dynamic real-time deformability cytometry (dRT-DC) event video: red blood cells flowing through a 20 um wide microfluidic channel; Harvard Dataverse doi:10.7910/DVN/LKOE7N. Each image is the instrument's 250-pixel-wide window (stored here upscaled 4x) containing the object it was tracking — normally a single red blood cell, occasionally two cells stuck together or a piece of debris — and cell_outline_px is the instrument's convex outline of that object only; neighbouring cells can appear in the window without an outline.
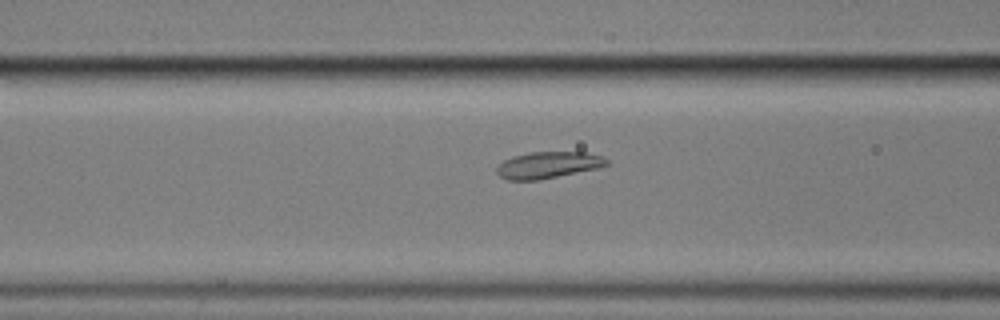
{"species": "common noctule bat (a hibernating species)", "species_latin": "Nyctalus noctula", "temperature_condition": "cold", "stored_images_in_passage": 40, "camera_frame_rate_fps": 3000, "um_per_image_px": 0.085, "animal": {"sex": "male", "body_mass_g": 17.9}, "frame": {"image": 1, "passage_image": 12, "time_ms": 3.667, "image_size_px": [1000, 320], "cell_outline_px": [[608, 164], [600, 168], [540, 180], [508, 180], [500, 176], [496, 172], [496, 168], [504, 160], [512, 156], [532, 152], [588, 152], [604, 156], [608, 160]], "centroid_in_image_um": [46.63, 14.02], "position_along_channel_um": 120.0, "area_um2": 17.22}}
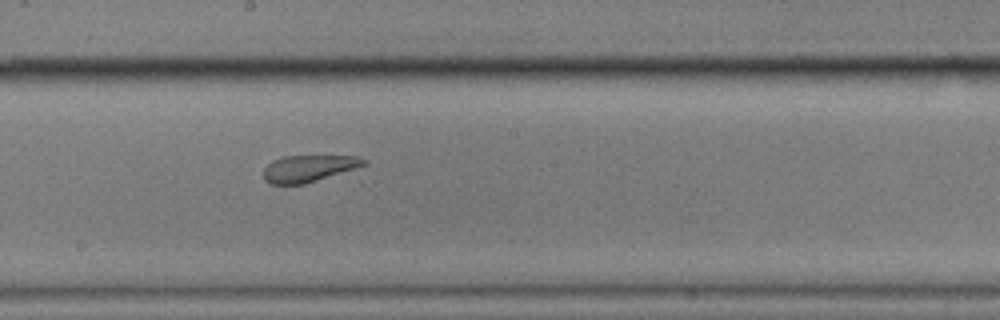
{"frame": {"image": 2, "passage_image": 21, "time_ms": 6.667, "image_size_px": [1000, 320], "cell_outline_px": [[368, 164], [352, 172], [304, 184], [272, 184], [264, 180], [264, 168], [272, 160], [284, 156], [356, 156], [368, 160]], "centroid_in_image_um": [26.35, 14.32], "position_along_channel_um": 221.9, "area_um2": 16.18}}
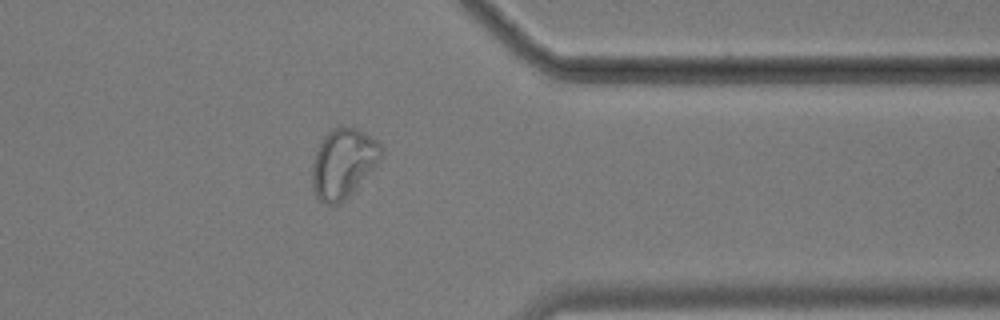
{"frame": {"image": 3, "passage_image": 36, "time_ms": 11.667, "image_size_px": [1000, 320], "cell_outline_px": [[384, 152], [380, 160], [356, 188], [340, 204], [328, 204], [320, 200], [316, 196], [312, 184], [312, 164], [316, 152], [324, 136], [332, 128], [356, 128], [364, 132], [376, 140], [384, 148]], "centroid_in_image_um": [29.19, 13.88], "position_along_channel_um": 382.2, "area_um2": 27.57}}